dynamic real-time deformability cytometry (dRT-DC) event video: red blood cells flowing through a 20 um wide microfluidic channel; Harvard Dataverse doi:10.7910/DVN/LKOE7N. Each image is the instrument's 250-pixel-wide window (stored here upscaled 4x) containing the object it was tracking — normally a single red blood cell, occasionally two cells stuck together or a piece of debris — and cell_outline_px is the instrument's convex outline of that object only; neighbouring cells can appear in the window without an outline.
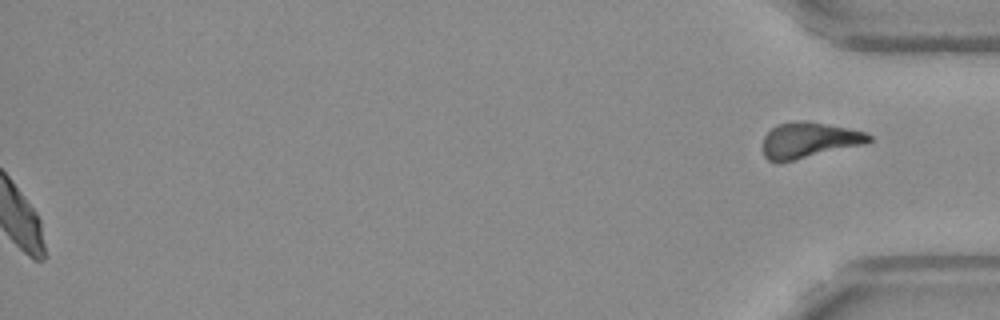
{"species": "Egyptian fruit bat (a non-hibernating species)", "species_latin": "Rousettus aegyptiacus", "temperature_condition": "warm", "stored_images_in_passage": 57, "segment_of_instrument_passage": [2, 2], "camera_frame_rate_fps": 3000, "um_per_image_px": 0.085, "frame": {"image": 1, "passage_image": 57, "time_ms": 18.667, "image_size_px": [1000, 320], "cell_outline_px": [[872, 140], [864, 144], [780, 164], [776, 164], [768, 160], [764, 156], [764, 136], [776, 124], [800, 120], [804, 120], [868, 132], [872, 136]], "centroid_in_image_um": [68.75, 11.94], "position_along_channel_um": 366.4, "area_um2": 22.31}}